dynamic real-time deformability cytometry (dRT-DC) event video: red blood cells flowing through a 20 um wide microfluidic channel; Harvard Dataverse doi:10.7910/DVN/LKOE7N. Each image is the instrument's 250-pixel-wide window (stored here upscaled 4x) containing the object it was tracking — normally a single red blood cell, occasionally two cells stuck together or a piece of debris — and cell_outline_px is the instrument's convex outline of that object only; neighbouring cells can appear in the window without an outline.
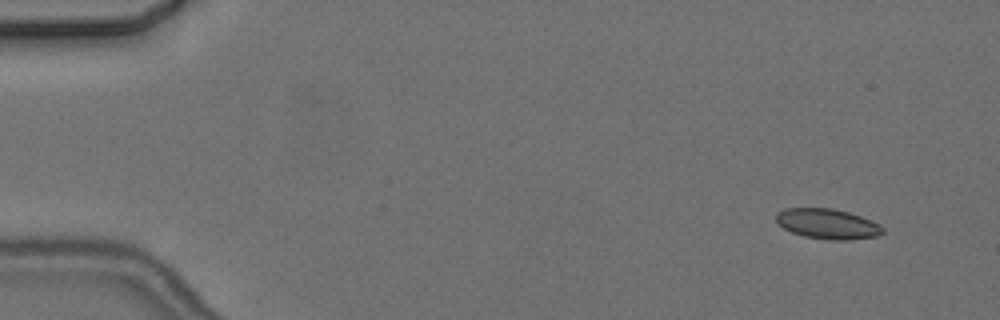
{"species": "common noctule bat (a hibernating species)", "species_latin": "Nyctalus noctula", "temperature_condition": "cold", "stored_images_in_passage": 5, "camera_frame_rate_fps": 3000, "um_per_image_px": 0.085, "animal": {"sex": "female", "body_mass_g": 24.6, "forearm_length_mm": 56.2}, "frame": {"image": 1, "passage_image": 1, "time_ms": 0.0, "image_size_px": [1000, 320], "cell_outline_px": [[884, 232], [880, 236], [848, 240], [832, 240], [804, 236], [792, 232], [784, 228], [776, 220], [776, 212], [784, 208], [832, 208], [848, 212], [860, 216], [880, 224], [884, 228]], "centroid_in_image_um": [70.37, 19.03], "position_along_channel_um": 14.6, "area_um2": 18.79}}
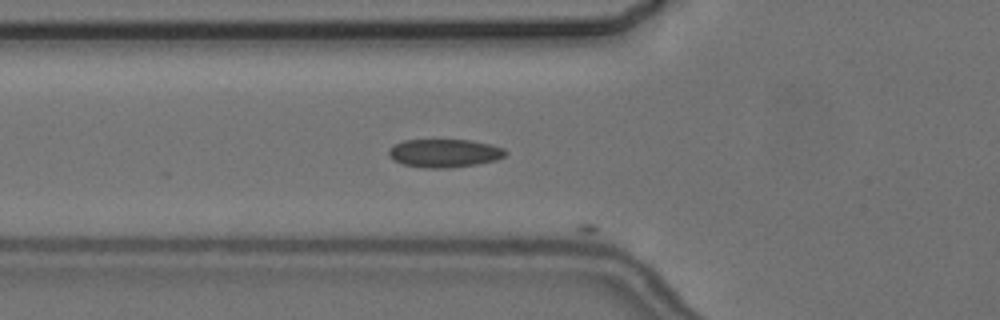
{"frame": {"image": 2, "passage_image": 5, "time_ms": 5.333, "image_size_px": [1000, 320], "cell_outline_px": [[508, 152], [504, 156], [496, 160], [476, 164], [448, 168], [424, 168], [404, 164], [392, 160], [388, 156], [388, 148], [392, 144], [404, 140], [472, 140], [492, 144], [504, 148]], "centroid_in_image_um": [37.75, 13.01], "position_along_channel_um": 88.1, "area_um2": 19.48}}